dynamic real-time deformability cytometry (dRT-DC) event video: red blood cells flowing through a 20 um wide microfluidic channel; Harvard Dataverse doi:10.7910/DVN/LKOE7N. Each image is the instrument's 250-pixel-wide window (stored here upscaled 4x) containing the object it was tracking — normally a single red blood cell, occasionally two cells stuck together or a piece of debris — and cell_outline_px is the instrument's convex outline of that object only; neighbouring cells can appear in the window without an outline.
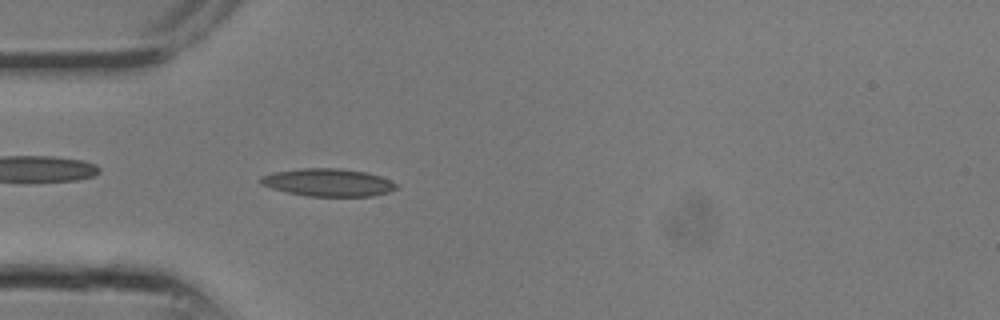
{"species": "common noctule bat (a hibernating species)", "species_latin": "Nyctalus noctula", "temperature_condition": "room temperature", "stored_images_in_passage": 13, "camera_frame_rate_fps": 3000, "um_per_image_px": 0.085, "animal": {"sex": "male", "body_mass_g": 13.3}, "frame": {"image": 1, "passage_image": 8, "time_ms": 2.333, "image_size_px": [1000, 320], "cell_outline_px": [[400, 188], [388, 192], [372, 196], [308, 196], [288, 192], [272, 188], [260, 184], [256, 180], [260, 176], [272, 172], [300, 168], [340, 168], [364, 172], [380, 176], [400, 184]], "centroid_in_image_um": [27.88, 15.5], "position_along_channel_um": 57.1, "area_um2": 22.14}}
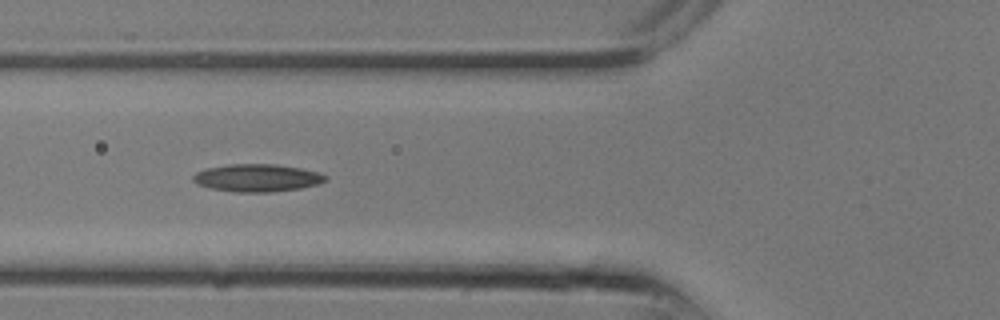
{"frame": {"image": 2, "passage_image": 10, "time_ms": 3.0, "image_size_px": [1000, 320], "cell_outline_px": [[328, 180], [316, 184], [300, 188], [272, 192], [236, 192], [212, 188], [196, 184], [192, 180], [192, 176], [196, 172], [208, 168], [228, 164], [276, 164], [300, 168], [320, 172], [328, 176]], "centroid_in_image_um": [21.87, 15.11], "position_along_channel_um": 103.9, "area_um2": 21.33}}
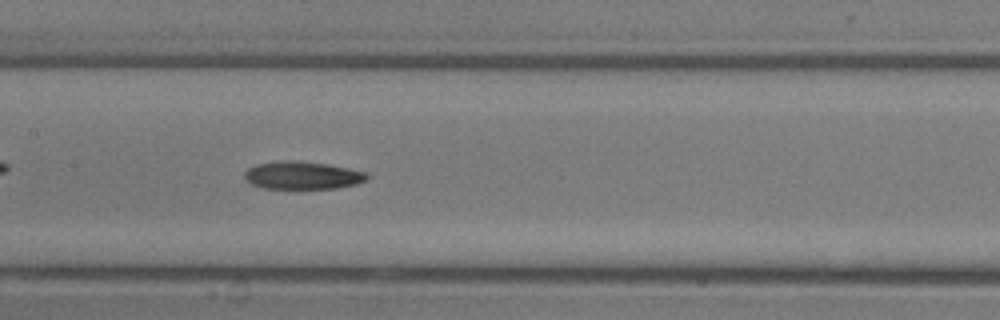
{"frame": {"image": 3, "passage_image": 13, "time_ms": 4.0, "image_size_px": [1000, 320], "cell_outline_px": [[368, 176], [364, 180], [356, 184], [336, 188], [264, 188], [252, 184], [244, 176], [244, 172], [248, 168], [256, 164], [328, 164], [368, 172]], "centroid_in_image_um": [25.77, 14.96], "position_along_channel_um": 181.6, "area_um2": 18.5}}